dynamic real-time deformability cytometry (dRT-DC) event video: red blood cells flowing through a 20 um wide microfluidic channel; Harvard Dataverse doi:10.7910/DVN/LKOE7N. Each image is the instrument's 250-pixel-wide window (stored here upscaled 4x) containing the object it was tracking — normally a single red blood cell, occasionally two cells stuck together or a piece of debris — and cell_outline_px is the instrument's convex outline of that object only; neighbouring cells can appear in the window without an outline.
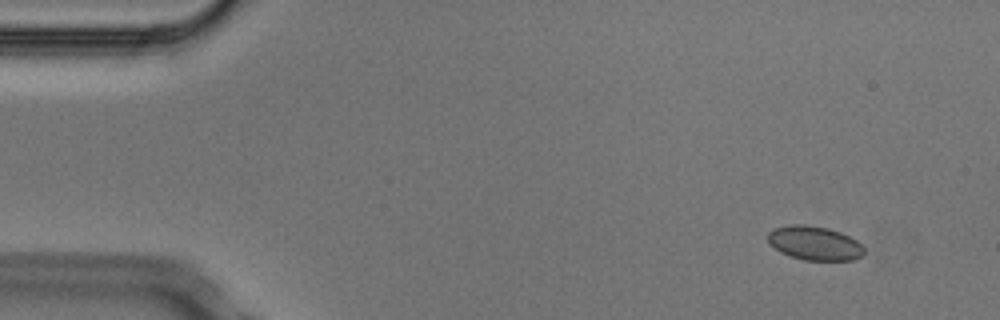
{"species": "Egyptian fruit bat (a non-hibernating species)", "species_latin": "Rousettus aegyptiacus", "temperature_condition": "cold", "stored_images_in_passage": 4, "camera_frame_rate_fps": 3000, "um_per_image_px": 0.085, "animal": {"sex": "male"}, "frame": {"image": 1, "passage_image": 1, "time_ms": 0.0, "image_size_px": [1000, 320], "cell_outline_px": [[864, 256], [852, 260], [804, 260], [780, 252], [768, 240], [768, 232], [772, 228], [792, 224], [804, 224], [828, 228], [840, 232], [856, 240], [864, 248]], "centroid_in_image_um": [69.25, 20.66], "position_along_channel_um": 15.8, "area_um2": 19.02}}
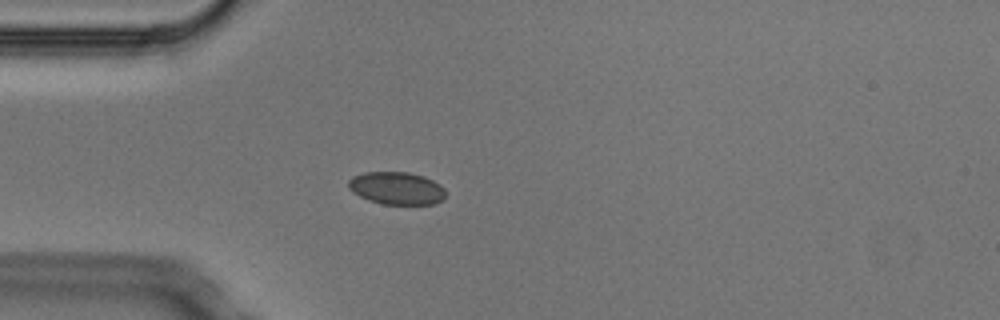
{"frame": {"image": 2, "passage_image": 3, "time_ms": 0.667, "image_size_px": [1000, 320], "cell_outline_px": [[444, 200], [436, 204], [384, 204], [368, 200], [352, 192], [348, 188], [348, 180], [352, 176], [364, 172], [408, 172], [424, 176], [440, 184], [444, 188]], "centroid_in_image_um": [33.7, 15.99], "position_along_channel_um": 51.3, "area_um2": 18.61}}